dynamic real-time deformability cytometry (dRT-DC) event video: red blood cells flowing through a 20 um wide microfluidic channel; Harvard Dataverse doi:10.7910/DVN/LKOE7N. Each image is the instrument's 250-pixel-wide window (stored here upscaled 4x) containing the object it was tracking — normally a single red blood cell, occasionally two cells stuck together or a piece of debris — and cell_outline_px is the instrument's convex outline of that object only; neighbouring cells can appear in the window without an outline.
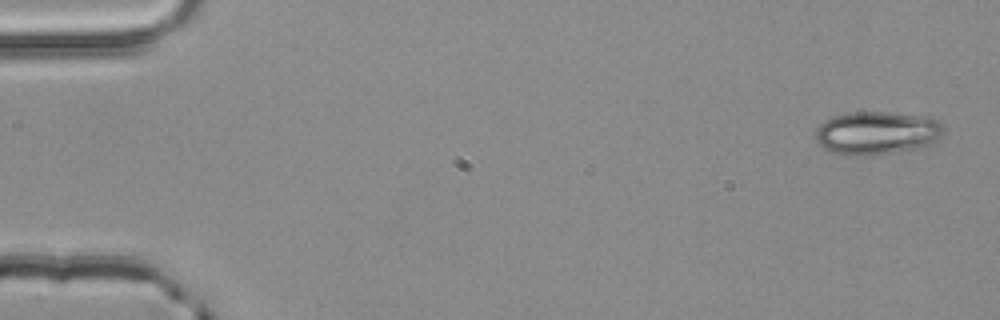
{"species": "common noctule bat (a hibernating species)", "species_latin": "Nyctalus noctula", "temperature_condition": "room temperature", "stored_images_in_passage": 3, "camera_frame_rate_fps": 3000, "um_per_image_px": 0.085, "animal": {"sex": "male", "body_mass_g": 20.4}, "frame": {"image": 1, "passage_image": 1, "time_ms": 0.0, "image_size_px": [1000, 320], "cell_outline_px": [[944, 132], [936, 140], [920, 148], [856, 156], [836, 152], [824, 148], [816, 140], [816, 128], [824, 120], [832, 116], [852, 112], [892, 112], [924, 116], [940, 120], [944, 124]], "centroid_in_image_um": [74.56, 11.27], "position_along_channel_um": 10.4, "area_um2": 32.02}}